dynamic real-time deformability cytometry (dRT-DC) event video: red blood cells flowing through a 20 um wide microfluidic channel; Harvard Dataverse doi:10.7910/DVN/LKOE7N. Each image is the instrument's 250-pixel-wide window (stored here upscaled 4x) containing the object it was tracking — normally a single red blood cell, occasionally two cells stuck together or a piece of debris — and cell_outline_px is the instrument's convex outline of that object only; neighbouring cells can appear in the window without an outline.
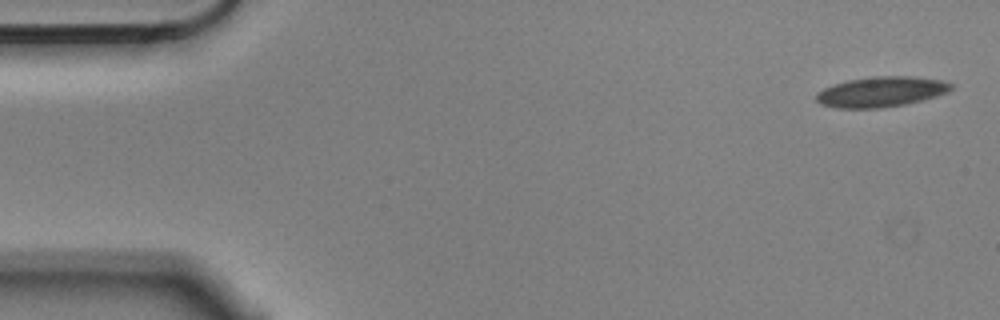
{"species": "Egyptian fruit bat (a non-hibernating species)", "species_latin": "Rousettus aegyptiacus", "temperature_condition": "cold", "stored_images_in_passage": 8, "camera_frame_rate_fps": 3000, "um_per_image_px": 0.085, "animal": {"sex": "male"}, "frame": {"image": 1, "passage_image": 1, "time_ms": 0.0, "image_size_px": [1000, 320], "cell_outline_px": [[956, 88], [948, 92], [924, 100], [904, 104], [876, 108], [836, 108], [820, 104], [816, 100], [816, 92], [824, 88], [848, 80], [872, 76], [912, 76], [944, 80], [956, 84]], "centroid_in_image_um": [74.96, 7.79], "position_along_channel_um": 10.0, "area_um2": 24.04}}
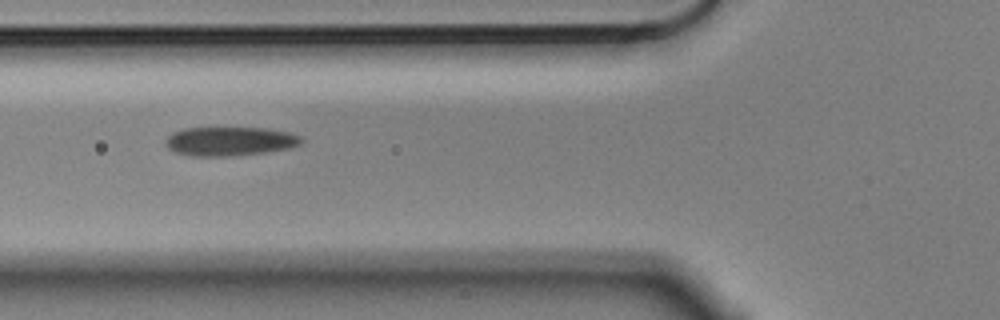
{"frame": {"image": 2, "passage_image": 5, "time_ms": 1.333, "image_size_px": [1000, 320], "cell_outline_px": [[304, 140], [300, 144], [292, 148], [268, 152], [232, 156], [192, 156], [176, 152], [168, 148], [168, 136], [172, 132], [184, 128], [264, 128], [292, 132], [304, 136]], "centroid_in_image_um": [19.64, 12.0], "position_along_channel_um": 106.2, "area_um2": 23.12}}
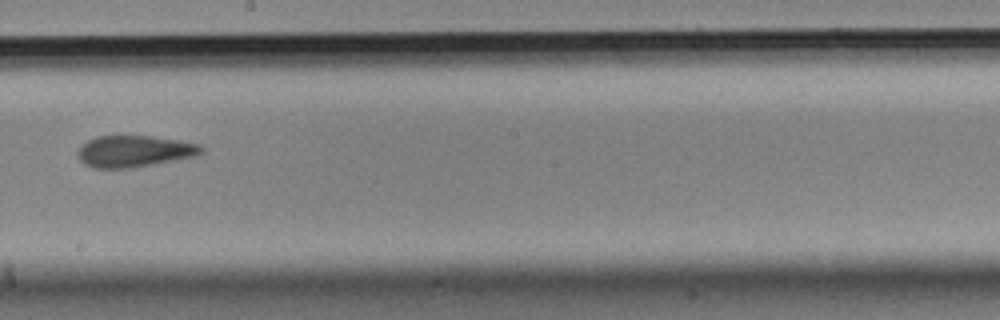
{"frame": {"image": 3, "passage_image": 8, "time_ms": 2.333, "image_size_px": [1000, 320], "cell_outline_px": [[204, 152], [196, 156], [152, 164], [128, 168], [96, 168], [84, 164], [80, 160], [80, 144], [96, 136], [152, 136], [180, 140], [200, 144], [204, 148]], "centroid_in_image_um": [11.45, 12.84], "position_along_channel_um": 236.7, "area_um2": 22.6}}